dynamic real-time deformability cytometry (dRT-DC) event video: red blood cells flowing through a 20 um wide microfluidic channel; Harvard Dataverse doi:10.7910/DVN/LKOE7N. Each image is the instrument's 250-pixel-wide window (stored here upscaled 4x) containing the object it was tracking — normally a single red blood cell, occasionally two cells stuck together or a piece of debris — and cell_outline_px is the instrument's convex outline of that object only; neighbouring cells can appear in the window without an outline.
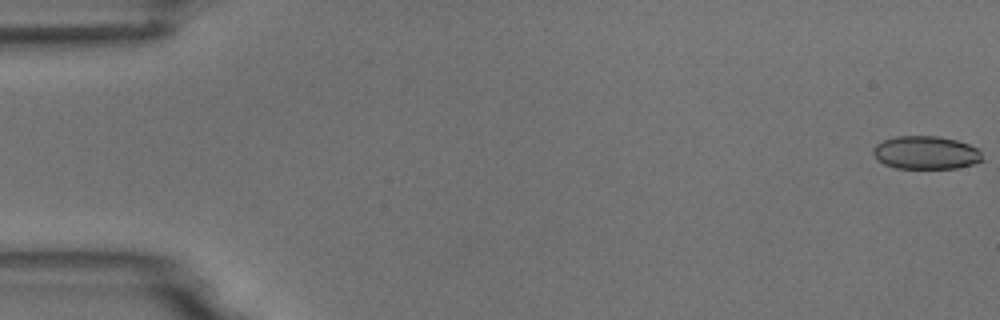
{"species": "common noctule bat (a hibernating species)", "species_latin": "Nyctalus noctula", "temperature_condition": "room temperature", "stored_images_in_passage": 6, "camera_frame_rate_fps": 3000, "um_per_image_px": 0.085, "animal": {"sex": "male", "body_mass_g": 18.8}, "frame": {"image": 1, "passage_image": 1, "time_ms": 0.0, "image_size_px": [1000, 320], "cell_outline_px": [[984, 160], [972, 164], [956, 168], [896, 168], [884, 164], [872, 152], [872, 148], [876, 144], [884, 140], [896, 136], [940, 136], [956, 140], [980, 148]], "centroid_in_image_um": [78.73, 12.97], "position_along_channel_um": 6.3, "area_um2": 21.15}}
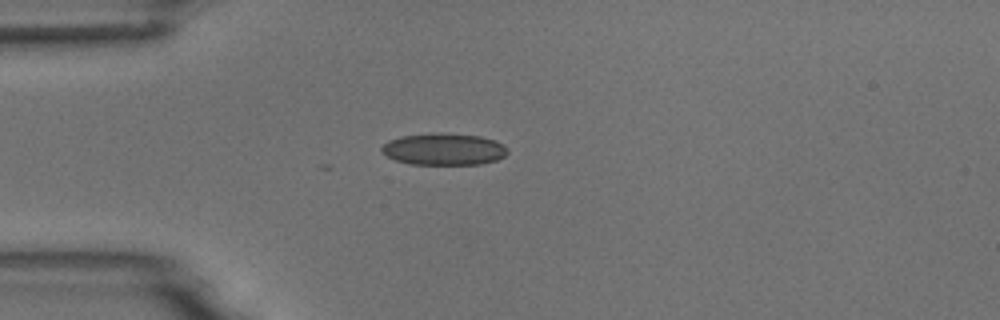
{"frame": {"image": 2, "passage_image": 5, "time_ms": 4.667, "image_size_px": [1000, 320], "cell_outline_px": [[508, 152], [504, 156], [496, 160], [480, 164], [412, 164], [396, 160], [380, 152], [380, 148], [388, 140], [400, 136], [432, 132], [440, 132], [480, 136], [496, 140], [504, 144], [508, 148]], "centroid_in_image_um": [37.73, 12.66], "position_along_channel_um": 47.3, "area_um2": 23.64}}